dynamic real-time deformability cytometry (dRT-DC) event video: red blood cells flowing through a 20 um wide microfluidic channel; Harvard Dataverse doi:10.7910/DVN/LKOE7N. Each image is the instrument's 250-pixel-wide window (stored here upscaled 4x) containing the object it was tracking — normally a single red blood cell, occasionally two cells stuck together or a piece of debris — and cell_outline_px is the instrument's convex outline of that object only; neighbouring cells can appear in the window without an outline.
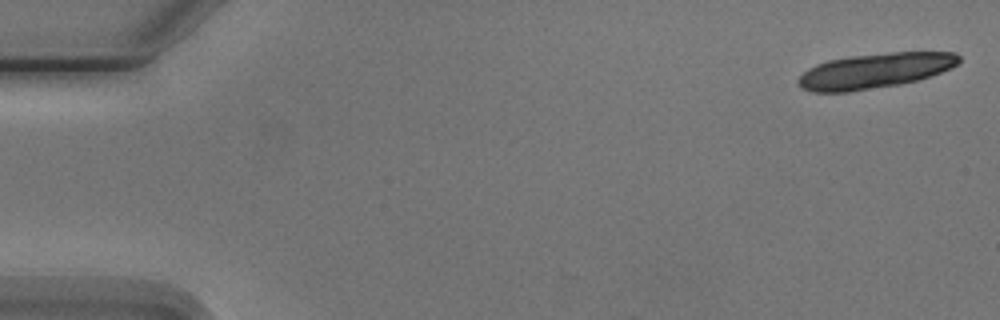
{"species": "Egyptian fruit bat (a non-hibernating species)", "species_latin": "Rousettus aegyptiacus", "temperature_condition": "cold", "stored_images_in_passage": 10, "segment_of_instrument_passage": [1, 2], "camera_frame_rate_fps": 3000, "um_per_image_px": 0.085, "animal": {"sex": "male"}, "frame": {"image": 1, "passage_image": 1, "time_ms": 0.0, "image_size_px": [1000, 320], "cell_outline_px": [[960, 64], [952, 68], [916, 80], [900, 84], [848, 92], [812, 92], [800, 88], [796, 84], [796, 80], [808, 68], [816, 64], [828, 60], [852, 56], [892, 52], [956, 52], [960, 56]], "centroid_in_image_um": [74.34, 6.02], "position_along_channel_um": 10.7, "area_um2": 32.95}}